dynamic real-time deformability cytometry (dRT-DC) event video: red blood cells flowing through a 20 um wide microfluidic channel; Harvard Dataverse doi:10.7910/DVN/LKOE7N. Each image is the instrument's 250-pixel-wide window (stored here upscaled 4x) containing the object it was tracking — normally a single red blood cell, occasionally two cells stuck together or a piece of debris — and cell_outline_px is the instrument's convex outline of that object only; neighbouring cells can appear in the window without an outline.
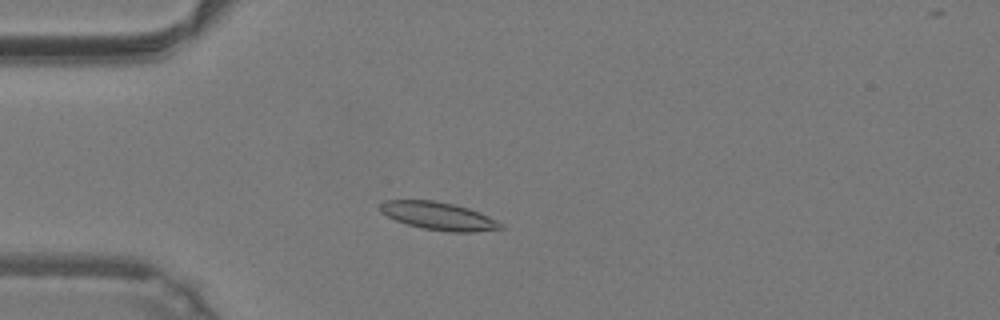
{"species": "common noctule bat (a hibernating species)", "species_latin": "Nyctalus noctula", "temperature_condition": "warm", "stored_images_in_passage": 18, "camera_frame_rate_fps": 3000, "um_per_image_px": 0.085, "animal": {"sex": "male", "body_mass_g": 19.2, "forearm_length_mm": 51.8}, "frame": {"image": 1, "passage_image": 10, "time_ms": 3.0, "image_size_px": [1000, 320], "cell_outline_px": [[504, 228], [472, 232], [448, 232], [424, 228], [408, 224], [396, 220], [380, 212], [380, 204], [384, 200], [432, 200], [452, 204], [468, 208], [480, 212], [504, 224]], "centroid_in_image_um": [37.29, 18.36], "position_along_channel_um": 47.7, "area_um2": 19.42}}
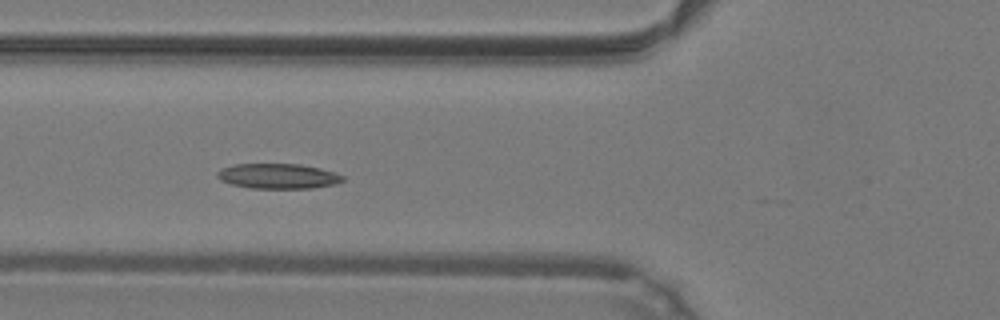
{"frame": {"image": 2, "passage_image": 15, "time_ms": 4.667, "image_size_px": [1000, 320], "cell_outline_px": [[344, 180], [336, 184], [312, 188], [252, 188], [232, 184], [220, 180], [216, 176], [216, 172], [220, 168], [232, 164], [300, 164], [320, 168], [336, 172], [344, 176]], "centroid_in_image_um": [23.63, 14.96], "position_along_channel_um": 102.2, "area_um2": 18.5}}